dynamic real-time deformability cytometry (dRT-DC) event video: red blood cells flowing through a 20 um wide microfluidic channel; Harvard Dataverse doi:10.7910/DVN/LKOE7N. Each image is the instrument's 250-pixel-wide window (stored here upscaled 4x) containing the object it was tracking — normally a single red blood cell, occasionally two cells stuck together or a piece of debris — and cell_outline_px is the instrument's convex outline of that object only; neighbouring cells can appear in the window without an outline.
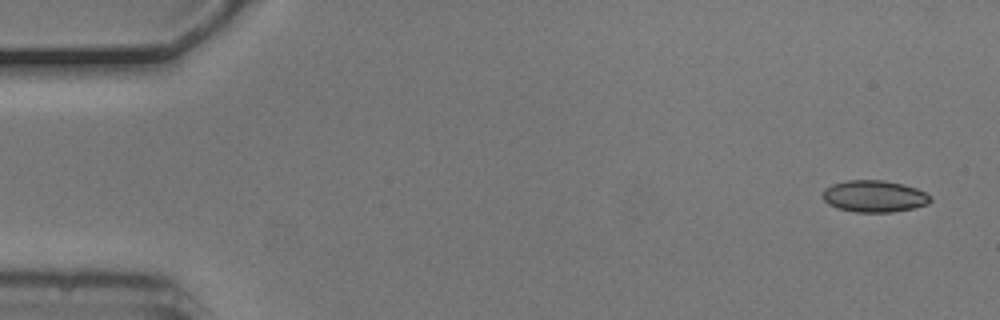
{"species": "common noctule bat (a hibernating species)", "species_latin": "Nyctalus noctula", "temperature_condition": "cold", "stored_images_in_passage": 7, "camera_frame_rate_fps": 3000, "um_per_image_px": 0.085, "animal": {"sex": "male", "body_mass_g": 20.5, "forearm_length_mm": 52.5}, "frame": {"image": 1, "passage_image": 1, "time_ms": 0.0, "image_size_px": [1000, 320], "cell_outline_px": [[932, 200], [928, 204], [912, 208], [892, 212], [856, 212], [836, 208], [828, 204], [824, 200], [824, 188], [832, 184], [844, 180], [884, 180], [904, 184], [916, 188], [932, 196]], "centroid_in_image_um": [74.32, 16.67], "position_along_channel_um": 10.7, "area_um2": 20.06}}
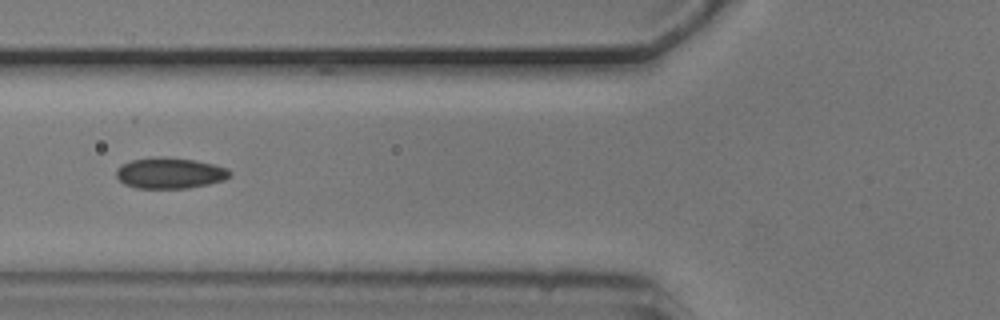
{"frame": {"image": 2, "passage_image": 6, "time_ms": 1.667, "image_size_px": [1000, 320], "cell_outline_px": [[232, 176], [224, 180], [208, 184], [188, 188], [136, 188], [124, 184], [116, 176], [116, 168], [120, 164], [132, 160], [160, 156], [164, 156], [196, 160], [228, 168], [232, 172]], "centroid_in_image_um": [14.44, 14.7], "position_along_channel_um": 111.4, "area_um2": 20.69}}
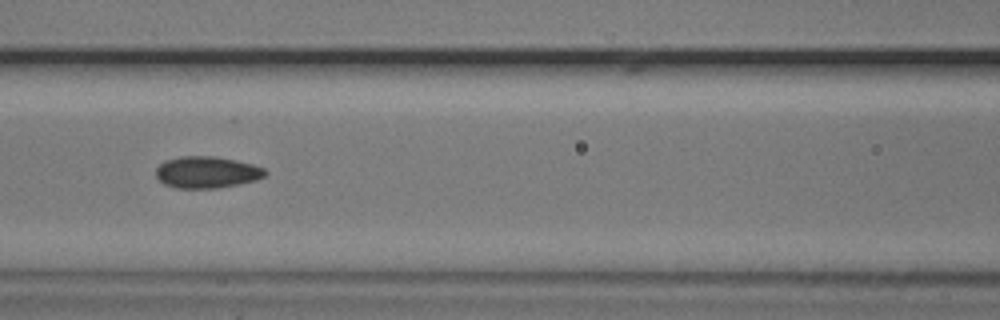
{"frame": {"image": 3, "passage_image": 7, "time_ms": 2.0, "image_size_px": [1000, 320], "cell_outline_px": [[268, 172], [264, 176], [256, 180], [240, 184], [216, 188], [176, 188], [164, 184], [156, 176], [156, 168], [164, 160], [180, 156], [212, 156], [252, 164], [264, 168]], "centroid_in_image_um": [17.56, 14.64], "position_along_channel_um": 149.0, "area_um2": 20.11}}